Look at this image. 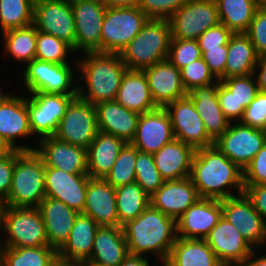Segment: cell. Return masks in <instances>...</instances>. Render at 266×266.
<instances>
[{
    "mask_svg": "<svg viewBox=\"0 0 266 266\" xmlns=\"http://www.w3.org/2000/svg\"><path fill=\"white\" fill-rule=\"evenodd\" d=\"M243 193L251 201L254 209L260 214L266 224V184L244 185Z\"/></svg>",
    "mask_w": 266,
    "mask_h": 266,
    "instance_id": "cell-54",
    "label": "cell"
},
{
    "mask_svg": "<svg viewBox=\"0 0 266 266\" xmlns=\"http://www.w3.org/2000/svg\"><path fill=\"white\" fill-rule=\"evenodd\" d=\"M35 152L45 167L61 169L71 174H88L87 149L59 140L55 136L39 140Z\"/></svg>",
    "mask_w": 266,
    "mask_h": 266,
    "instance_id": "cell-20",
    "label": "cell"
},
{
    "mask_svg": "<svg viewBox=\"0 0 266 266\" xmlns=\"http://www.w3.org/2000/svg\"><path fill=\"white\" fill-rule=\"evenodd\" d=\"M75 63L72 66V64H58L33 59L24 68L22 75V77L24 76V85H26L24 87L28 93L77 95V84L74 82L78 83V80L74 78L76 72L73 70L75 67L77 68V61Z\"/></svg>",
    "mask_w": 266,
    "mask_h": 266,
    "instance_id": "cell-8",
    "label": "cell"
},
{
    "mask_svg": "<svg viewBox=\"0 0 266 266\" xmlns=\"http://www.w3.org/2000/svg\"><path fill=\"white\" fill-rule=\"evenodd\" d=\"M86 266H99V265H95V264L86 262Z\"/></svg>",
    "mask_w": 266,
    "mask_h": 266,
    "instance_id": "cell-65",
    "label": "cell"
},
{
    "mask_svg": "<svg viewBox=\"0 0 266 266\" xmlns=\"http://www.w3.org/2000/svg\"><path fill=\"white\" fill-rule=\"evenodd\" d=\"M11 151H12V149L9 147V145L0 136V157L9 154Z\"/></svg>",
    "mask_w": 266,
    "mask_h": 266,
    "instance_id": "cell-61",
    "label": "cell"
},
{
    "mask_svg": "<svg viewBox=\"0 0 266 266\" xmlns=\"http://www.w3.org/2000/svg\"><path fill=\"white\" fill-rule=\"evenodd\" d=\"M266 184V143L243 170V185Z\"/></svg>",
    "mask_w": 266,
    "mask_h": 266,
    "instance_id": "cell-50",
    "label": "cell"
},
{
    "mask_svg": "<svg viewBox=\"0 0 266 266\" xmlns=\"http://www.w3.org/2000/svg\"><path fill=\"white\" fill-rule=\"evenodd\" d=\"M202 58L208 65L210 72L217 80L224 79L226 58L228 53V43L214 49H201Z\"/></svg>",
    "mask_w": 266,
    "mask_h": 266,
    "instance_id": "cell-51",
    "label": "cell"
},
{
    "mask_svg": "<svg viewBox=\"0 0 266 266\" xmlns=\"http://www.w3.org/2000/svg\"><path fill=\"white\" fill-rule=\"evenodd\" d=\"M266 143V131L230 122L214 145L240 169L244 170Z\"/></svg>",
    "mask_w": 266,
    "mask_h": 266,
    "instance_id": "cell-12",
    "label": "cell"
},
{
    "mask_svg": "<svg viewBox=\"0 0 266 266\" xmlns=\"http://www.w3.org/2000/svg\"><path fill=\"white\" fill-rule=\"evenodd\" d=\"M148 20L138 6L107 7L101 27L100 52L120 53Z\"/></svg>",
    "mask_w": 266,
    "mask_h": 266,
    "instance_id": "cell-7",
    "label": "cell"
},
{
    "mask_svg": "<svg viewBox=\"0 0 266 266\" xmlns=\"http://www.w3.org/2000/svg\"><path fill=\"white\" fill-rule=\"evenodd\" d=\"M245 34L251 40L258 56L266 53V10H256Z\"/></svg>",
    "mask_w": 266,
    "mask_h": 266,
    "instance_id": "cell-49",
    "label": "cell"
},
{
    "mask_svg": "<svg viewBox=\"0 0 266 266\" xmlns=\"http://www.w3.org/2000/svg\"><path fill=\"white\" fill-rule=\"evenodd\" d=\"M15 164V150L0 157V200L4 202L9 195Z\"/></svg>",
    "mask_w": 266,
    "mask_h": 266,
    "instance_id": "cell-53",
    "label": "cell"
},
{
    "mask_svg": "<svg viewBox=\"0 0 266 266\" xmlns=\"http://www.w3.org/2000/svg\"><path fill=\"white\" fill-rule=\"evenodd\" d=\"M258 55L245 33H233L228 41L224 79L254 73Z\"/></svg>",
    "mask_w": 266,
    "mask_h": 266,
    "instance_id": "cell-35",
    "label": "cell"
},
{
    "mask_svg": "<svg viewBox=\"0 0 266 266\" xmlns=\"http://www.w3.org/2000/svg\"><path fill=\"white\" fill-rule=\"evenodd\" d=\"M175 139L170 117L164 107L140 114L131 144L139 151L155 153Z\"/></svg>",
    "mask_w": 266,
    "mask_h": 266,
    "instance_id": "cell-19",
    "label": "cell"
},
{
    "mask_svg": "<svg viewBox=\"0 0 266 266\" xmlns=\"http://www.w3.org/2000/svg\"><path fill=\"white\" fill-rule=\"evenodd\" d=\"M97 132L95 106L77 95L67 106L54 136L69 144L87 149Z\"/></svg>",
    "mask_w": 266,
    "mask_h": 266,
    "instance_id": "cell-10",
    "label": "cell"
},
{
    "mask_svg": "<svg viewBox=\"0 0 266 266\" xmlns=\"http://www.w3.org/2000/svg\"><path fill=\"white\" fill-rule=\"evenodd\" d=\"M51 266H86V261L67 260L57 256Z\"/></svg>",
    "mask_w": 266,
    "mask_h": 266,
    "instance_id": "cell-60",
    "label": "cell"
},
{
    "mask_svg": "<svg viewBox=\"0 0 266 266\" xmlns=\"http://www.w3.org/2000/svg\"><path fill=\"white\" fill-rule=\"evenodd\" d=\"M2 35L5 56L8 54L24 67L35 59L37 29L33 24L7 30Z\"/></svg>",
    "mask_w": 266,
    "mask_h": 266,
    "instance_id": "cell-37",
    "label": "cell"
},
{
    "mask_svg": "<svg viewBox=\"0 0 266 266\" xmlns=\"http://www.w3.org/2000/svg\"><path fill=\"white\" fill-rule=\"evenodd\" d=\"M202 58L197 40L171 38L167 59L178 69Z\"/></svg>",
    "mask_w": 266,
    "mask_h": 266,
    "instance_id": "cell-45",
    "label": "cell"
},
{
    "mask_svg": "<svg viewBox=\"0 0 266 266\" xmlns=\"http://www.w3.org/2000/svg\"><path fill=\"white\" fill-rule=\"evenodd\" d=\"M13 96V94L11 93H3V91L1 90V87H0V105L1 104H4L8 99H10L11 97Z\"/></svg>",
    "mask_w": 266,
    "mask_h": 266,
    "instance_id": "cell-62",
    "label": "cell"
},
{
    "mask_svg": "<svg viewBox=\"0 0 266 266\" xmlns=\"http://www.w3.org/2000/svg\"><path fill=\"white\" fill-rule=\"evenodd\" d=\"M256 71H258V73H256ZM253 75L256 79L259 91L266 92V53L258 56Z\"/></svg>",
    "mask_w": 266,
    "mask_h": 266,
    "instance_id": "cell-56",
    "label": "cell"
},
{
    "mask_svg": "<svg viewBox=\"0 0 266 266\" xmlns=\"http://www.w3.org/2000/svg\"><path fill=\"white\" fill-rule=\"evenodd\" d=\"M146 76L155 104L165 107L187 95L181 80V72L168 59L156 62L142 70Z\"/></svg>",
    "mask_w": 266,
    "mask_h": 266,
    "instance_id": "cell-23",
    "label": "cell"
},
{
    "mask_svg": "<svg viewBox=\"0 0 266 266\" xmlns=\"http://www.w3.org/2000/svg\"><path fill=\"white\" fill-rule=\"evenodd\" d=\"M150 204V196L136 183L116 188L119 227L136 219Z\"/></svg>",
    "mask_w": 266,
    "mask_h": 266,
    "instance_id": "cell-38",
    "label": "cell"
},
{
    "mask_svg": "<svg viewBox=\"0 0 266 266\" xmlns=\"http://www.w3.org/2000/svg\"><path fill=\"white\" fill-rule=\"evenodd\" d=\"M33 25L68 43L75 53V20L70 0H34Z\"/></svg>",
    "mask_w": 266,
    "mask_h": 266,
    "instance_id": "cell-13",
    "label": "cell"
},
{
    "mask_svg": "<svg viewBox=\"0 0 266 266\" xmlns=\"http://www.w3.org/2000/svg\"><path fill=\"white\" fill-rule=\"evenodd\" d=\"M28 95L30 97H26V105L29 113V126L32 136L33 134L39 135V140L54 136L67 106L77 96L45 92Z\"/></svg>",
    "mask_w": 266,
    "mask_h": 266,
    "instance_id": "cell-9",
    "label": "cell"
},
{
    "mask_svg": "<svg viewBox=\"0 0 266 266\" xmlns=\"http://www.w3.org/2000/svg\"><path fill=\"white\" fill-rule=\"evenodd\" d=\"M220 81L235 97L236 122H239L243 117L245 108L259 92L256 79L253 74H250L246 76L230 77Z\"/></svg>",
    "mask_w": 266,
    "mask_h": 266,
    "instance_id": "cell-43",
    "label": "cell"
},
{
    "mask_svg": "<svg viewBox=\"0 0 266 266\" xmlns=\"http://www.w3.org/2000/svg\"><path fill=\"white\" fill-rule=\"evenodd\" d=\"M129 254L122 227L100 226L95 234L91 257L99 266H118Z\"/></svg>",
    "mask_w": 266,
    "mask_h": 266,
    "instance_id": "cell-30",
    "label": "cell"
},
{
    "mask_svg": "<svg viewBox=\"0 0 266 266\" xmlns=\"http://www.w3.org/2000/svg\"><path fill=\"white\" fill-rule=\"evenodd\" d=\"M180 72L181 80L187 93L195 87L207 86L217 81L203 58L189 63Z\"/></svg>",
    "mask_w": 266,
    "mask_h": 266,
    "instance_id": "cell-46",
    "label": "cell"
},
{
    "mask_svg": "<svg viewBox=\"0 0 266 266\" xmlns=\"http://www.w3.org/2000/svg\"><path fill=\"white\" fill-rule=\"evenodd\" d=\"M100 226L92 217L79 213L64 245L57 256L67 260L87 261L91 257L94 237Z\"/></svg>",
    "mask_w": 266,
    "mask_h": 266,
    "instance_id": "cell-33",
    "label": "cell"
},
{
    "mask_svg": "<svg viewBox=\"0 0 266 266\" xmlns=\"http://www.w3.org/2000/svg\"><path fill=\"white\" fill-rule=\"evenodd\" d=\"M205 240L223 266H241L255 250L223 216Z\"/></svg>",
    "mask_w": 266,
    "mask_h": 266,
    "instance_id": "cell-17",
    "label": "cell"
},
{
    "mask_svg": "<svg viewBox=\"0 0 266 266\" xmlns=\"http://www.w3.org/2000/svg\"><path fill=\"white\" fill-rule=\"evenodd\" d=\"M50 247L58 251L68 239L79 212L63 202L45 197L38 205Z\"/></svg>",
    "mask_w": 266,
    "mask_h": 266,
    "instance_id": "cell-27",
    "label": "cell"
},
{
    "mask_svg": "<svg viewBox=\"0 0 266 266\" xmlns=\"http://www.w3.org/2000/svg\"><path fill=\"white\" fill-rule=\"evenodd\" d=\"M220 23L232 33H245L258 9L257 0H215Z\"/></svg>",
    "mask_w": 266,
    "mask_h": 266,
    "instance_id": "cell-36",
    "label": "cell"
},
{
    "mask_svg": "<svg viewBox=\"0 0 266 266\" xmlns=\"http://www.w3.org/2000/svg\"><path fill=\"white\" fill-rule=\"evenodd\" d=\"M220 108L223 114L230 122H236V100L233 93L228 90L219 80V88L217 91ZM235 120V121H234Z\"/></svg>",
    "mask_w": 266,
    "mask_h": 266,
    "instance_id": "cell-55",
    "label": "cell"
},
{
    "mask_svg": "<svg viewBox=\"0 0 266 266\" xmlns=\"http://www.w3.org/2000/svg\"><path fill=\"white\" fill-rule=\"evenodd\" d=\"M257 251L254 250L241 266H266V255L256 257Z\"/></svg>",
    "mask_w": 266,
    "mask_h": 266,
    "instance_id": "cell-58",
    "label": "cell"
},
{
    "mask_svg": "<svg viewBox=\"0 0 266 266\" xmlns=\"http://www.w3.org/2000/svg\"><path fill=\"white\" fill-rule=\"evenodd\" d=\"M136 158L137 148L131 143H126L104 179L115 189L134 183Z\"/></svg>",
    "mask_w": 266,
    "mask_h": 266,
    "instance_id": "cell-41",
    "label": "cell"
},
{
    "mask_svg": "<svg viewBox=\"0 0 266 266\" xmlns=\"http://www.w3.org/2000/svg\"><path fill=\"white\" fill-rule=\"evenodd\" d=\"M164 108L170 117L175 139L195 150L214 145L188 95L169 103Z\"/></svg>",
    "mask_w": 266,
    "mask_h": 266,
    "instance_id": "cell-14",
    "label": "cell"
},
{
    "mask_svg": "<svg viewBox=\"0 0 266 266\" xmlns=\"http://www.w3.org/2000/svg\"><path fill=\"white\" fill-rule=\"evenodd\" d=\"M221 207L222 216L235 226L255 250L266 247V224L244 193L222 199Z\"/></svg>",
    "mask_w": 266,
    "mask_h": 266,
    "instance_id": "cell-16",
    "label": "cell"
},
{
    "mask_svg": "<svg viewBox=\"0 0 266 266\" xmlns=\"http://www.w3.org/2000/svg\"><path fill=\"white\" fill-rule=\"evenodd\" d=\"M1 249H2V245H1V240H0V264H1Z\"/></svg>",
    "mask_w": 266,
    "mask_h": 266,
    "instance_id": "cell-66",
    "label": "cell"
},
{
    "mask_svg": "<svg viewBox=\"0 0 266 266\" xmlns=\"http://www.w3.org/2000/svg\"><path fill=\"white\" fill-rule=\"evenodd\" d=\"M75 20V52H100L107 6L102 0H70Z\"/></svg>",
    "mask_w": 266,
    "mask_h": 266,
    "instance_id": "cell-15",
    "label": "cell"
},
{
    "mask_svg": "<svg viewBox=\"0 0 266 266\" xmlns=\"http://www.w3.org/2000/svg\"><path fill=\"white\" fill-rule=\"evenodd\" d=\"M57 251L50 246L11 248L2 247V266H51Z\"/></svg>",
    "mask_w": 266,
    "mask_h": 266,
    "instance_id": "cell-39",
    "label": "cell"
},
{
    "mask_svg": "<svg viewBox=\"0 0 266 266\" xmlns=\"http://www.w3.org/2000/svg\"><path fill=\"white\" fill-rule=\"evenodd\" d=\"M168 20L149 19L141 31L120 52L128 70H144L156 62L167 59L171 41Z\"/></svg>",
    "mask_w": 266,
    "mask_h": 266,
    "instance_id": "cell-5",
    "label": "cell"
},
{
    "mask_svg": "<svg viewBox=\"0 0 266 266\" xmlns=\"http://www.w3.org/2000/svg\"><path fill=\"white\" fill-rule=\"evenodd\" d=\"M160 172L155 166L151 153L139 151L135 161V182L149 195L152 196L164 183Z\"/></svg>",
    "mask_w": 266,
    "mask_h": 266,
    "instance_id": "cell-44",
    "label": "cell"
},
{
    "mask_svg": "<svg viewBox=\"0 0 266 266\" xmlns=\"http://www.w3.org/2000/svg\"><path fill=\"white\" fill-rule=\"evenodd\" d=\"M0 136L12 150L34 151L36 147L16 144L17 139L32 137L26 96L13 95L0 105ZM21 137V138H20Z\"/></svg>",
    "mask_w": 266,
    "mask_h": 266,
    "instance_id": "cell-22",
    "label": "cell"
},
{
    "mask_svg": "<svg viewBox=\"0 0 266 266\" xmlns=\"http://www.w3.org/2000/svg\"><path fill=\"white\" fill-rule=\"evenodd\" d=\"M126 142L101 131L87 148V168L91 178H102L110 172Z\"/></svg>",
    "mask_w": 266,
    "mask_h": 266,
    "instance_id": "cell-32",
    "label": "cell"
},
{
    "mask_svg": "<svg viewBox=\"0 0 266 266\" xmlns=\"http://www.w3.org/2000/svg\"><path fill=\"white\" fill-rule=\"evenodd\" d=\"M219 80L207 85L195 87L187 93L196 111L202 118L208 136L215 142L229 127L230 121L220 108L217 91Z\"/></svg>",
    "mask_w": 266,
    "mask_h": 266,
    "instance_id": "cell-26",
    "label": "cell"
},
{
    "mask_svg": "<svg viewBox=\"0 0 266 266\" xmlns=\"http://www.w3.org/2000/svg\"><path fill=\"white\" fill-rule=\"evenodd\" d=\"M98 131L115 135L131 143L140 114L118 104L115 100L95 105Z\"/></svg>",
    "mask_w": 266,
    "mask_h": 266,
    "instance_id": "cell-29",
    "label": "cell"
},
{
    "mask_svg": "<svg viewBox=\"0 0 266 266\" xmlns=\"http://www.w3.org/2000/svg\"><path fill=\"white\" fill-rule=\"evenodd\" d=\"M90 178L88 174H71L61 169L45 167L46 197L61 201L81 213Z\"/></svg>",
    "mask_w": 266,
    "mask_h": 266,
    "instance_id": "cell-18",
    "label": "cell"
},
{
    "mask_svg": "<svg viewBox=\"0 0 266 266\" xmlns=\"http://www.w3.org/2000/svg\"><path fill=\"white\" fill-rule=\"evenodd\" d=\"M115 101L128 110L143 114L156 109L146 76L140 70H126Z\"/></svg>",
    "mask_w": 266,
    "mask_h": 266,
    "instance_id": "cell-31",
    "label": "cell"
},
{
    "mask_svg": "<svg viewBox=\"0 0 266 266\" xmlns=\"http://www.w3.org/2000/svg\"><path fill=\"white\" fill-rule=\"evenodd\" d=\"M148 257L128 254L118 266H151Z\"/></svg>",
    "mask_w": 266,
    "mask_h": 266,
    "instance_id": "cell-57",
    "label": "cell"
},
{
    "mask_svg": "<svg viewBox=\"0 0 266 266\" xmlns=\"http://www.w3.org/2000/svg\"><path fill=\"white\" fill-rule=\"evenodd\" d=\"M84 55L77 59V70H80L77 72L81 74L77 79L85 86L77 85V95L94 106L115 100L127 70L120 53L89 52Z\"/></svg>",
    "mask_w": 266,
    "mask_h": 266,
    "instance_id": "cell-3",
    "label": "cell"
},
{
    "mask_svg": "<svg viewBox=\"0 0 266 266\" xmlns=\"http://www.w3.org/2000/svg\"><path fill=\"white\" fill-rule=\"evenodd\" d=\"M70 52L74 54L72 47L64 40L37 31L35 59L58 64H71L68 56L71 54Z\"/></svg>",
    "mask_w": 266,
    "mask_h": 266,
    "instance_id": "cell-42",
    "label": "cell"
},
{
    "mask_svg": "<svg viewBox=\"0 0 266 266\" xmlns=\"http://www.w3.org/2000/svg\"><path fill=\"white\" fill-rule=\"evenodd\" d=\"M221 217V200L199 198L176 220L177 237L205 239Z\"/></svg>",
    "mask_w": 266,
    "mask_h": 266,
    "instance_id": "cell-21",
    "label": "cell"
},
{
    "mask_svg": "<svg viewBox=\"0 0 266 266\" xmlns=\"http://www.w3.org/2000/svg\"><path fill=\"white\" fill-rule=\"evenodd\" d=\"M3 202L0 200V230H1V220H2V210H3Z\"/></svg>",
    "mask_w": 266,
    "mask_h": 266,
    "instance_id": "cell-64",
    "label": "cell"
},
{
    "mask_svg": "<svg viewBox=\"0 0 266 266\" xmlns=\"http://www.w3.org/2000/svg\"><path fill=\"white\" fill-rule=\"evenodd\" d=\"M187 0H140L138 7L149 19L168 20Z\"/></svg>",
    "mask_w": 266,
    "mask_h": 266,
    "instance_id": "cell-47",
    "label": "cell"
},
{
    "mask_svg": "<svg viewBox=\"0 0 266 266\" xmlns=\"http://www.w3.org/2000/svg\"><path fill=\"white\" fill-rule=\"evenodd\" d=\"M233 33L222 23L206 30L197 41L200 49H214L226 45Z\"/></svg>",
    "mask_w": 266,
    "mask_h": 266,
    "instance_id": "cell-52",
    "label": "cell"
},
{
    "mask_svg": "<svg viewBox=\"0 0 266 266\" xmlns=\"http://www.w3.org/2000/svg\"><path fill=\"white\" fill-rule=\"evenodd\" d=\"M163 266H223L205 239L177 237Z\"/></svg>",
    "mask_w": 266,
    "mask_h": 266,
    "instance_id": "cell-34",
    "label": "cell"
},
{
    "mask_svg": "<svg viewBox=\"0 0 266 266\" xmlns=\"http://www.w3.org/2000/svg\"><path fill=\"white\" fill-rule=\"evenodd\" d=\"M34 0H0L2 33L33 24Z\"/></svg>",
    "mask_w": 266,
    "mask_h": 266,
    "instance_id": "cell-40",
    "label": "cell"
},
{
    "mask_svg": "<svg viewBox=\"0 0 266 266\" xmlns=\"http://www.w3.org/2000/svg\"><path fill=\"white\" fill-rule=\"evenodd\" d=\"M190 178L200 198L222 200L244 191L243 170L215 145L196 150Z\"/></svg>",
    "mask_w": 266,
    "mask_h": 266,
    "instance_id": "cell-1",
    "label": "cell"
},
{
    "mask_svg": "<svg viewBox=\"0 0 266 266\" xmlns=\"http://www.w3.org/2000/svg\"><path fill=\"white\" fill-rule=\"evenodd\" d=\"M195 152L191 146L174 139L152 155L161 177L171 181L190 177Z\"/></svg>",
    "mask_w": 266,
    "mask_h": 266,
    "instance_id": "cell-28",
    "label": "cell"
},
{
    "mask_svg": "<svg viewBox=\"0 0 266 266\" xmlns=\"http://www.w3.org/2000/svg\"><path fill=\"white\" fill-rule=\"evenodd\" d=\"M199 195L190 177L164 181L150 196V204L165 215L177 220L198 199Z\"/></svg>",
    "mask_w": 266,
    "mask_h": 266,
    "instance_id": "cell-24",
    "label": "cell"
},
{
    "mask_svg": "<svg viewBox=\"0 0 266 266\" xmlns=\"http://www.w3.org/2000/svg\"><path fill=\"white\" fill-rule=\"evenodd\" d=\"M44 178L45 165L35 150H15L11 189L3 204L37 208L46 197Z\"/></svg>",
    "mask_w": 266,
    "mask_h": 266,
    "instance_id": "cell-4",
    "label": "cell"
},
{
    "mask_svg": "<svg viewBox=\"0 0 266 266\" xmlns=\"http://www.w3.org/2000/svg\"><path fill=\"white\" fill-rule=\"evenodd\" d=\"M0 232L6 233L5 238L0 237L2 247L49 246L45 225L38 208L4 205Z\"/></svg>",
    "mask_w": 266,
    "mask_h": 266,
    "instance_id": "cell-6",
    "label": "cell"
},
{
    "mask_svg": "<svg viewBox=\"0 0 266 266\" xmlns=\"http://www.w3.org/2000/svg\"><path fill=\"white\" fill-rule=\"evenodd\" d=\"M257 6L261 10H266V0H257Z\"/></svg>",
    "mask_w": 266,
    "mask_h": 266,
    "instance_id": "cell-63",
    "label": "cell"
},
{
    "mask_svg": "<svg viewBox=\"0 0 266 266\" xmlns=\"http://www.w3.org/2000/svg\"><path fill=\"white\" fill-rule=\"evenodd\" d=\"M107 7L138 6L140 0H102Z\"/></svg>",
    "mask_w": 266,
    "mask_h": 266,
    "instance_id": "cell-59",
    "label": "cell"
},
{
    "mask_svg": "<svg viewBox=\"0 0 266 266\" xmlns=\"http://www.w3.org/2000/svg\"><path fill=\"white\" fill-rule=\"evenodd\" d=\"M99 226L119 227L116 205V189L105 179L88 180L83 212Z\"/></svg>",
    "mask_w": 266,
    "mask_h": 266,
    "instance_id": "cell-25",
    "label": "cell"
},
{
    "mask_svg": "<svg viewBox=\"0 0 266 266\" xmlns=\"http://www.w3.org/2000/svg\"><path fill=\"white\" fill-rule=\"evenodd\" d=\"M122 228L129 254L148 257V253H152L160 259L162 266L177 239L176 220L151 204Z\"/></svg>",
    "mask_w": 266,
    "mask_h": 266,
    "instance_id": "cell-2",
    "label": "cell"
},
{
    "mask_svg": "<svg viewBox=\"0 0 266 266\" xmlns=\"http://www.w3.org/2000/svg\"><path fill=\"white\" fill-rule=\"evenodd\" d=\"M239 122L245 126L266 131V92H258L245 108L243 117Z\"/></svg>",
    "mask_w": 266,
    "mask_h": 266,
    "instance_id": "cell-48",
    "label": "cell"
},
{
    "mask_svg": "<svg viewBox=\"0 0 266 266\" xmlns=\"http://www.w3.org/2000/svg\"><path fill=\"white\" fill-rule=\"evenodd\" d=\"M168 21L172 38L190 40L220 23L215 0H187Z\"/></svg>",
    "mask_w": 266,
    "mask_h": 266,
    "instance_id": "cell-11",
    "label": "cell"
}]
</instances>
